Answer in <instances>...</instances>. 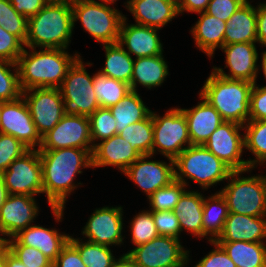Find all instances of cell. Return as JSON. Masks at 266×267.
Listing matches in <instances>:
<instances>
[{"label":"cell","mask_w":266,"mask_h":267,"mask_svg":"<svg viewBox=\"0 0 266 267\" xmlns=\"http://www.w3.org/2000/svg\"><path fill=\"white\" fill-rule=\"evenodd\" d=\"M22 96L41 137L53 129L65 115L59 88H32L22 91Z\"/></svg>","instance_id":"obj_13"},{"label":"cell","mask_w":266,"mask_h":267,"mask_svg":"<svg viewBox=\"0 0 266 267\" xmlns=\"http://www.w3.org/2000/svg\"><path fill=\"white\" fill-rule=\"evenodd\" d=\"M29 149L15 137L0 133V174Z\"/></svg>","instance_id":"obj_44"},{"label":"cell","mask_w":266,"mask_h":267,"mask_svg":"<svg viewBox=\"0 0 266 267\" xmlns=\"http://www.w3.org/2000/svg\"><path fill=\"white\" fill-rule=\"evenodd\" d=\"M0 133L8 134L21 141L28 149L40 148L42 137L37 132L23 96L0 106Z\"/></svg>","instance_id":"obj_15"},{"label":"cell","mask_w":266,"mask_h":267,"mask_svg":"<svg viewBox=\"0 0 266 267\" xmlns=\"http://www.w3.org/2000/svg\"><path fill=\"white\" fill-rule=\"evenodd\" d=\"M59 90L65 114L89 117L100 107L93 86V77L86 71L80 56L69 67Z\"/></svg>","instance_id":"obj_8"},{"label":"cell","mask_w":266,"mask_h":267,"mask_svg":"<svg viewBox=\"0 0 266 267\" xmlns=\"http://www.w3.org/2000/svg\"><path fill=\"white\" fill-rule=\"evenodd\" d=\"M49 1H66V2H72L73 0H49Z\"/></svg>","instance_id":"obj_61"},{"label":"cell","mask_w":266,"mask_h":267,"mask_svg":"<svg viewBox=\"0 0 266 267\" xmlns=\"http://www.w3.org/2000/svg\"><path fill=\"white\" fill-rule=\"evenodd\" d=\"M250 115L249 121L266 119V88L253 84L250 93Z\"/></svg>","instance_id":"obj_48"},{"label":"cell","mask_w":266,"mask_h":267,"mask_svg":"<svg viewBox=\"0 0 266 267\" xmlns=\"http://www.w3.org/2000/svg\"><path fill=\"white\" fill-rule=\"evenodd\" d=\"M73 29L71 2L49 1L28 18L24 45L29 48L67 49Z\"/></svg>","instance_id":"obj_3"},{"label":"cell","mask_w":266,"mask_h":267,"mask_svg":"<svg viewBox=\"0 0 266 267\" xmlns=\"http://www.w3.org/2000/svg\"><path fill=\"white\" fill-rule=\"evenodd\" d=\"M257 42L256 8L247 0L226 23L224 45Z\"/></svg>","instance_id":"obj_26"},{"label":"cell","mask_w":266,"mask_h":267,"mask_svg":"<svg viewBox=\"0 0 266 267\" xmlns=\"http://www.w3.org/2000/svg\"><path fill=\"white\" fill-rule=\"evenodd\" d=\"M153 120L152 156L160 152L167 158L175 159L185 148L191 146L186 116L181 108L169 109L163 117L151 112ZM184 144L188 146L183 147Z\"/></svg>","instance_id":"obj_9"},{"label":"cell","mask_w":266,"mask_h":267,"mask_svg":"<svg viewBox=\"0 0 266 267\" xmlns=\"http://www.w3.org/2000/svg\"><path fill=\"white\" fill-rule=\"evenodd\" d=\"M257 42L266 46V3H260L256 8Z\"/></svg>","instance_id":"obj_52"},{"label":"cell","mask_w":266,"mask_h":267,"mask_svg":"<svg viewBox=\"0 0 266 267\" xmlns=\"http://www.w3.org/2000/svg\"><path fill=\"white\" fill-rule=\"evenodd\" d=\"M180 240L159 235L148 243L139 245L127 254L137 267H184L189 260Z\"/></svg>","instance_id":"obj_10"},{"label":"cell","mask_w":266,"mask_h":267,"mask_svg":"<svg viewBox=\"0 0 266 267\" xmlns=\"http://www.w3.org/2000/svg\"><path fill=\"white\" fill-rule=\"evenodd\" d=\"M246 1L247 0H210L205 12L227 22L234 12Z\"/></svg>","instance_id":"obj_47"},{"label":"cell","mask_w":266,"mask_h":267,"mask_svg":"<svg viewBox=\"0 0 266 267\" xmlns=\"http://www.w3.org/2000/svg\"><path fill=\"white\" fill-rule=\"evenodd\" d=\"M118 135L127 141L140 156L152 155L154 137L152 114L146 119L128 125Z\"/></svg>","instance_id":"obj_34"},{"label":"cell","mask_w":266,"mask_h":267,"mask_svg":"<svg viewBox=\"0 0 266 267\" xmlns=\"http://www.w3.org/2000/svg\"><path fill=\"white\" fill-rule=\"evenodd\" d=\"M186 116L191 145H204L211 134L224 122L221 115L203 99L191 109H181Z\"/></svg>","instance_id":"obj_24"},{"label":"cell","mask_w":266,"mask_h":267,"mask_svg":"<svg viewBox=\"0 0 266 267\" xmlns=\"http://www.w3.org/2000/svg\"><path fill=\"white\" fill-rule=\"evenodd\" d=\"M131 239L136 246L148 243L159 236L151 211H142L132 220Z\"/></svg>","instance_id":"obj_43"},{"label":"cell","mask_w":266,"mask_h":267,"mask_svg":"<svg viewBox=\"0 0 266 267\" xmlns=\"http://www.w3.org/2000/svg\"><path fill=\"white\" fill-rule=\"evenodd\" d=\"M93 86L99 105L104 108L116 105L131 91L129 84L99 72L93 75Z\"/></svg>","instance_id":"obj_35"},{"label":"cell","mask_w":266,"mask_h":267,"mask_svg":"<svg viewBox=\"0 0 266 267\" xmlns=\"http://www.w3.org/2000/svg\"><path fill=\"white\" fill-rule=\"evenodd\" d=\"M36 199L29 195L9 194L0 208V233L14 237L31 225L38 214Z\"/></svg>","instance_id":"obj_18"},{"label":"cell","mask_w":266,"mask_h":267,"mask_svg":"<svg viewBox=\"0 0 266 267\" xmlns=\"http://www.w3.org/2000/svg\"><path fill=\"white\" fill-rule=\"evenodd\" d=\"M91 144L89 117L65 114L53 129L42 136L38 150L81 148L86 149L92 155L94 147Z\"/></svg>","instance_id":"obj_11"},{"label":"cell","mask_w":266,"mask_h":267,"mask_svg":"<svg viewBox=\"0 0 266 267\" xmlns=\"http://www.w3.org/2000/svg\"><path fill=\"white\" fill-rule=\"evenodd\" d=\"M215 249L202 258L194 267H236L225 250L216 241H210Z\"/></svg>","instance_id":"obj_49"},{"label":"cell","mask_w":266,"mask_h":267,"mask_svg":"<svg viewBox=\"0 0 266 267\" xmlns=\"http://www.w3.org/2000/svg\"><path fill=\"white\" fill-rule=\"evenodd\" d=\"M38 151L42 165L43 193L59 222L63 217L67 196L77 188L73 179L76 174L82 173L84 167H92V155L81 148Z\"/></svg>","instance_id":"obj_1"},{"label":"cell","mask_w":266,"mask_h":267,"mask_svg":"<svg viewBox=\"0 0 266 267\" xmlns=\"http://www.w3.org/2000/svg\"><path fill=\"white\" fill-rule=\"evenodd\" d=\"M53 267H87L80 257L78 250L68 241L61 253L53 262Z\"/></svg>","instance_id":"obj_50"},{"label":"cell","mask_w":266,"mask_h":267,"mask_svg":"<svg viewBox=\"0 0 266 267\" xmlns=\"http://www.w3.org/2000/svg\"><path fill=\"white\" fill-rule=\"evenodd\" d=\"M228 215V205L220 192L208 197V199L204 197L203 237L209 234L211 237L208 241H216L223 231Z\"/></svg>","instance_id":"obj_32"},{"label":"cell","mask_w":266,"mask_h":267,"mask_svg":"<svg viewBox=\"0 0 266 267\" xmlns=\"http://www.w3.org/2000/svg\"><path fill=\"white\" fill-rule=\"evenodd\" d=\"M243 129H246L243 136L244 147L256 157L254 160H247L252 170L258 162V164L266 162V119L248 121L246 125H243Z\"/></svg>","instance_id":"obj_36"},{"label":"cell","mask_w":266,"mask_h":267,"mask_svg":"<svg viewBox=\"0 0 266 267\" xmlns=\"http://www.w3.org/2000/svg\"><path fill=\"white\" fill-rule=\"evenodd\" d=\"M23 50L17 61L19 84L22 91L32 88H59L69 67L80 56H70L65 49L30 48Z\"/></svg>","instance_id":"obj_2"},{"label":"cell","mask_w":266,"mask_h":267,"mask_svg":"<svg viewBox=\"0 0 266 267\" xmlns=\"http://www.w3.org/2000/svg\"><path fill=\"white\" fill-rule=\"evenodd\" d=\"M253 84L245 80L224 78L212 71L199 93V98L213 106L224 121L245 125L249 121Z\"/></svg>","instance_id":"obj_4"},{"label":"cell","mask_w":266,"mask_h":267,"mask_svg":"<svg viewBox=\"0 0 266 267\" xmlns=\"http://www.w3.org/2000/svg\"><path fill=\"white\" fill-rule=\"evenodd\" d=\"M169 74L163 55L135 58L130 90L137 91L138 83L148 89L160 86Z\"/></svg>","instance_id":"obj_29"},{"label":"cell","mask_w":266,"mask_h":267,"mask_svg":"<svg viewBox=\"0 0 266 267\" xmlns=\"http://www.w3.org/2000/svg\"><path fill=\"white\" fill-rule=\"evenodd\" d=\"M9 252L27 267H53V262L39 249L21 245L14 237L6 239Z\"/></svg>","instance_id":"obj_42"},{"label":"cell","mask_w":266,"mask_h":267,"mask_svg":"<svg viewBox=\"0 0 266 267\" xmlns=\"http://www.w3.org/2000/svg\"><path fill=\"white\" fill-rule=\"evenodd\" d=\"M101 1L103 2L101 4L109 6V4L112 5V3H114L117 0H101Z\"/></svg>","instance_id":"obj_59"},{"label":"cell","mask_w":266,"mask_h":267,"mask_svg":"<svg viewBox=\"0 0 266 267\" xmlns=\"http://www.w3.org/2000/svg\"><path fill=\"white\" fill-rule=\"evenodd\" d=\"M71 5L73 24L80 20L84 30L103 45L118 43L125 16L117 9L95 0H73Z\"/></svg>","instance_id":"obj_7"},{"label":"cell","mask_w":266,"mask_h":267,"mask_svg":"<svg viewBox=\"0 0 266 267\" xmlns=\"http://www.w3.org/2000/svg\"><path fill=\"white\" fill-rule=\"evenodd\" d=\"M105 49V65L100 74L123 81L130 86L132 79L134 59L119 43L107 44Z\"/></svg>","instance_id":"obj_33"},{"label":"cell","mask_w":266,"mask_h":267,"mask_svg":"<svg viewBox=\"0 0 266 267\" xmlns=\"http://www.w3.org/2000/svg\"><path fill=\"white\" fill-rule=\"evenodd\" d=\"M1 175L9 194L32 197L43 194L42 165L38 149H29L16 158Z\"/></svg>","instance_id":"obj_12"},{"label":"cell","mask_w":266,"mask_h":267,"mask_svg":"<svg viewBox=\"0 0 266 267\" xmlns=\"http://www.w3.org/2000/svg\"><path fill=\"white\" fill-rule=\"evenodd\" d=\"M243 125L224 121L209 137L204 146L232 171L249 170L247 160L240 159L244 149Z\"/></svg>","instance_id":"obj_14"},{"label":"cell","mask_w":266,"mask_h":267,"mask_svg":"<svg viewBox=\"0 0 266 267\" xmlns=\"http://www.w3.org/2000/svg\"><path fill=\"white\" fill-rule=\"evenodd\" d=\"M159 235L179 239L181 228L173 210L151 211Z\"/></svg>","instance_id":"obj_46"},{"label":"cell","mask_w":266,"mask_h":267,"mask_svg":"<svg viewBox=\"0 0 266 267\" xmlns=\"http://www.w3.org/2000/svg\"><path fill=\"white\" fill-rule=\"evenodd\" d=\"M175 180L187 186L184 177L197 182L202 189L227 180L232 170L204 145H191L174 159ZM179 171V172H178Z\"/></svg>","instance_id":"obj_5"},{"label":"cell","mask_w":266,"mask_h":267,"mask_svg":"<svg viewBox=\"0 0 266 267\" xmlns=\"http://www.w3.org/2000/svg\"><path fill=\"white\" fill-rule=\"evenodd\" d=\"M126 8L135 24L161 29L179 15L177 0H129Z\"/></svg>","instance_id":"obj_22"},{"label":"cell","mask_w":266,"mask_h":267,"mask_svg":"<svg viewBox=\"0 0 266 267\" xmlns=\"http://www.w3.org/2000/svg\"><path fill=\"white\" fill-rule=\"evenodd\" d=\"M126 24V17H124L120 26L118 43L122 47L127 46V53L134 54L136 58L163 54V46L157 35V28Z\"/></svg>","instance_id":"obj_20"},{"label":"cell","mask_w":266,"mask_h":267,"mask_svg":"<svg viewBox=\"0 0 266 267\" xmlns=\"http://www.w3.org/2000/svg\"><path fill=\"white\" fill-rule=\"evenodd\" d=\"M236 267H266V245L259 242H217Z\"/></svg>","instance_id":"obj_31"},{"label":"cell","mask_w":266,"mask_h":267,"mask_svg":"<svg viewBox=\"0 0 266 267\" xmlns=\"http://www.w3.org/2000/svg\"><path fill=\"white\" fill-rule=\"evenodd\" d=\"M0 26L25 43L28 19L18 13L9 0H0Z\"/></svg>","instance_id":"obj_38"},{"label":"cell","mask_w":266,"mask_h":267,"mask_svg":"<svg viewBox=\"0 0 266 267\" xmlns=\"http://www.w3.org/2000/svg\"><path fill=\"white\" fill-rule=\"evenodd\" d=\"M6 245V238L0 237V250Z\"/></svg>","instance_id":"obj_60"},{"label":"cell","mask_w":266,"mask_h":267,"mask_svg":"<svg viewBox=\"0 0 266 267\" xmlns=\"http://www.w3.org/2000/svg\"><path fill=\"white\" fill-rule=\"evenodd\" d=\"M6 265V245L0 250V267Z\"/></svg>","instance_id":"obj_57"},{"label":"cell","mask_w":266,"mask_h":267,"mask_svg":"<svg viewBox=\"0 0 266 267\" xmlns=\"http://www.w3.org/2000/svg\"><path fill=\"white\" fill-rule=\"evenodd\" d=\"M111 267H137L133 259L125 253L118 260L115 259Z\"/></svg>","instance_id":"obj_54"},{"label":"cell","mask_w":266,"mask_h":267,"mask_svg":"<svg viewBox=\"0 0 266 267\" xmlns=\"http://www.w3.org/2000/svg\"><path fill=\"white\" fill-rule=\"evenodd\" d=\"M152 155H142L123 173L143 190L148 198L158 189L175 180L174 160L167 158L169 164L162 161H149ZM146 159V161H145Z\"/></svg>","instance_id":"obj_16"},{"label":"cell","mask_w":266,"mask_h":267,"mask_svg":"<svg viewBox=\"0 0 266 267\" xmlns=\"http://www.w3.org/2000/svg\"><path fill=\"white\" fill-rule=\"evenodd\" d=\"M5 267H26L21 261L13 256L6 245V265Z\"/></svg>","instance_id":"obj_55"},{"label":"cell","mask_w":266,"mask_h":267,"mask_svg":"<svg viewBox=\"0 0 266 267\" xmlns=\"http://www.w3.org/2000/svg\"><path fill=\"white\" fill-rule=\"evenodd\" d=\"M256 42H239L223 45L221 48L226 55V66L230 73L226 74L222 68L213 67V72L228 79L256 82L258 67V52Z\"/></svg>","instance_id":"obj_19"},{"label":"cell","mask_w":266,"mask_h":267,"mask_svg":"<svg viewBox=\"0 0 266 267\" xmlns=\"http://www.w3.org/2000/svg\"><path fill=\"white\" fill-rule=\"evenodd\" d=\"M266 239V216L254 217L229 213L216 242H259Z\"/></svg>","instance_id":"obj_23"},{"label":"cell","mask_w":266,"mask_h":267,"mask_svg":"<svg viewBox=\"0 0 266 267\" xmlns=\"http://www.w3.org/2000/svg\"><path fill=\"white\" fill-rule=\"evenodd\" d=\"M140 155L118 134L96 143L92 152V168L115 166L123 173Z\"/></svg>","instance_id":"obj_21"},{"label":"cell","mask_w":266,"mask_h":267,"mask_svg":"<svg viewBox=\"0 0 266 267\" xmlns=\"http://www.w3.org/2000/svg\"><path fill=\"white\" fill-rule=\"evenodd\" d=\"M116 120V134H119L128 125L146 119L151 110L146 107L137 91H130L116 105L109 108Z\"/></svg>","instance_id":"obj_30"},{"label":"cell","mask_w":266,"mask_h":267,"mask_svg":"<svg viewBox=\"0 0 266 267\" xmlns=\"http://www.w3.org/2000/svg\"><path fill=\"white\" fill-rule=\"evenodd\" d=\"M92 145L95 146L96 139L101 141L116 135V120L109 108L99 107L89 116Z\"/></svg>","instance_id":"obj_41"},{"label":"cell","mask_w":266,"mask_h":267,"mask_svg":"<svg viewBox=\"0 0 266 267\" xmlns=\"http://www.w3.org/2000/svg\"><path fill=\"white\" fill-rule=\"evenodd\" d=\"M8 196L9 193L5 186L3 176L0 174V208L2 207Z\"/></svg>","instance_id":"obj_56"},{"label":"cell","mask_w":266,"mask_h":267,"mask_svg":"<svg viewBox=\"0 0 266 267\" xmlns=\"http://www.w3.org/2000/svg\"><path fill=\"white\" fill-rule=\"evenodd\" d=\"M9 67L15 68V74ZM21 96L17 63L0 59V101H12Z\"/></svg>","instance_id":"obj_40"},{"label":"cell","mask_w":266,"mask_h":267,"mask_svg":"<svg viewBox=\"0 0 266 267\" xmlns=\"http://www.w3.org/2000/svg\"><path fill=\"white\" fill-rule=\"evenodd\" d=\"M122 213L121 206L96 209L84 226L82 235L88 237L89 242L107 247L122 244Z\"/></svg>","instance_id":"obj_17"},{"label":"cell","mask_w":266,"mask_h":267,"mask_svg":"<svg viewBox=\"0 0 266 267\" xmlns=\"http://www.w3.org/2000/svg\"><path fill=\"white\" fill-rule=\"evenodd\" d=\"M203 203L204 197L200 192L186 190L182 194L173 210L181 231L185 229L195 237L203 238Z\"/></svg>","instance_id":"obj_28"},{"label":"cell","mask_w":266,"mask_h":267,"mask_svg":"<svg viewBox=\"0 0 266 267\" xmlns=\"http://www.w3.org/2000/svg\"><path fill=\"white\" fill-rule=\"evenodd\" d=\"M186 185L173 180L169 185L155 191L148 199L150 211H171L174 210L182 194L186 191Z\"/></svg>","instance_id":"obj_39"},{"label":"cell","mask_w":266,"mask_h":267,"mask_svg":"<svg viewBox=\"0 0 266 267\" xmlns=\"http://www.w3.org/2000/svg\"><path fill=\"white\" fill-rule=\"evenodd\" d=\"M247 171H232L227 179L230 183L219 192L226 200L229 213L266 216V176H240Z\"/></svg>","instance_id":"obj_6"},{"label":"cell","mask_w":266,"mask_h":267,"mask_svg":"<svg viewBox=\"0 0 266 267\" xmlns=\"http://www.w3.org/2000/svg\"><path fill=\"white\" fill-rule=\"evenodd\" d=\"M198 14L201 15L191 29L192 36L197 47L211 57L216 48H222L224 45V33L227 22L206 12H199Z\"/></svg>","instance_id":"obj_27"},{"label":"cell","mask_w":266,"mask_h":267,"mask_svg":"<svg viewBox=\"0 0 266 267\" xmlns=\"http://www.w3.org/2000/svg\"><path fill=\"white\" fill-rule=\"evenodd\" d=\"M14 9L27 19L41 10L49 0H9Z\"/></svg>","instance_id":"obj_51"},{"label":"cell","mask_w":266,"mask_h":267,"mask_svg":"<svg viewBox=\"0 0 266 267\" xmlns=\"http://www.w3.org/2000/svg\"><path fill=\"white\" fill-rule=\"evenodd\" d=\"M210 0H177L179 14L187 12H205Z\"/></svg>","instance_id":"obj_53"},{"label":"cell","mask_w":266,"mask_h":267,"mask_svg":"<svg viewBox=\"0 0 266 267\" xmlns=\"http://www.w3.org/2000/svg\"><path fill=\"white\" fill-rule=\"evenodd\" d=\"M69 242L78 250L83 263L87 267H111L115 260L110 247L89 241L83 243L82 239L79 240L72 236H70Z\"/></svg>","instance_id":"obj_37"},{"label":"cell","mask_w":266,"mask_h":267,"mask_svg":"<svg viewBox=\"0 0 266 267\" xmlns=\"http://www.w3.org/2000/svg\"><path fill=\"white\" fill-rule=\"evenodd\" d=\"M261 61H262L261 66H262V69H263V74H264V76L266 78V51H264L262 53V59H261ZM264 87L266 88V86H264Z\"/></svg>","instance_id":"obj_58"},{"label":"cell","mask_w":266,"mask_h":267,"mask_svg":"<svg viewBox=\"0 0 266 267\" xmlns=\"http://www.w3.org/2000/svg\"><path fill=\"white\" fill-rule=\"evenodd\" d=\"M24 50V43L0 26V59L17 63Z\"/></svg>","instance_id":"obj_45"},{"label":"cell","mask_w":266,"mask_h":267,"mask_svg":"<svg viewBox=\"0 0 266 267\" xmlns=\"http://www.w3.org/2000/svg\"><path fill=\"white\" fill-rule=\"evenodd\" d=\"M14 238L21 244L39 249L52 262L68 243L70 236L58 233V230L48 229L38 225H30L21 230Z\"/></svg>","instance_id":"obj_25"}]
</instances>
